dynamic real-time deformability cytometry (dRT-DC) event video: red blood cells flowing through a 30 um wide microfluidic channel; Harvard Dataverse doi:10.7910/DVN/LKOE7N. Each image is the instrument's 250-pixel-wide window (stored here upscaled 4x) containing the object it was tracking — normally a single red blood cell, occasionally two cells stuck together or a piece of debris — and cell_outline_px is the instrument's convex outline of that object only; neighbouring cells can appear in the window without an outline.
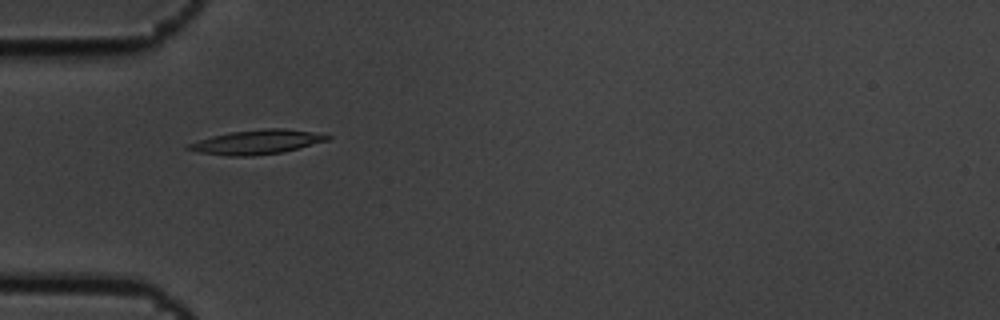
{"species": "common noctule bat (a hibernating species)", "species_latin": "Nyctalus noctula", "temperature_condition": "cold", "stored_images_in_passage": 5, "camera_frame_rate_fps": 3000, "um_per_image_px": 0.085, "animal": {"sex": "male", "body_mass_g": 19.5, "forearm_length_mm": 54.6}, "frame": {"image": 1, "passage_image": 4, "time_ms": 1.0, "image_size_px": [1000, 320], "cell_outline_px": [[332, 136], [328, 140], [280, 152], [252, 156], [228, 156], [200, 152], [184, 148], [188, 144], [212, 136], [228, 132], [264, 128], [284, 128], [312, 132]], "centroid_in_image_um": [21.8, 12.06], "position_along_channel_um": 63.2, "area_um2": 19.36}}
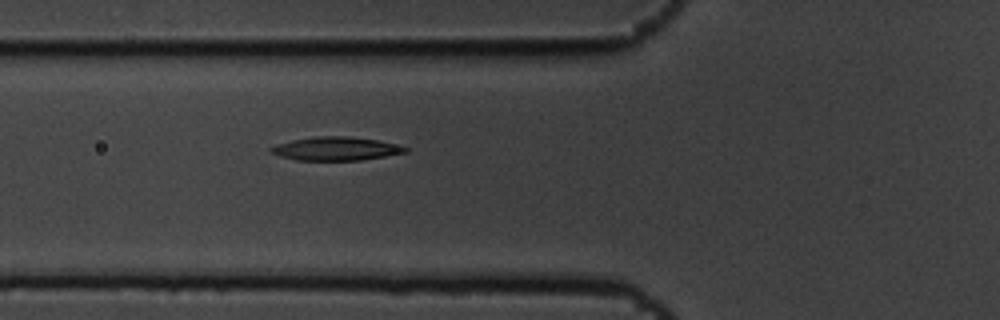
{"frame": {"image": 2, "passage_image": 5, "time_ms": 1.333, "image_size_px": [1000, 320], "cell_outline_px": [[408, 152], [360, 160], [296, 160], [280, 156], [268, 152], [268, 148], [276, 144], [292, 140], [316, 136], [348, 136], [376, 140], [408, 148]], "centroid_in_image_um": [28.47, 12.64], "position_along_channel_um": 97.3, "area_um2": 18.26}}